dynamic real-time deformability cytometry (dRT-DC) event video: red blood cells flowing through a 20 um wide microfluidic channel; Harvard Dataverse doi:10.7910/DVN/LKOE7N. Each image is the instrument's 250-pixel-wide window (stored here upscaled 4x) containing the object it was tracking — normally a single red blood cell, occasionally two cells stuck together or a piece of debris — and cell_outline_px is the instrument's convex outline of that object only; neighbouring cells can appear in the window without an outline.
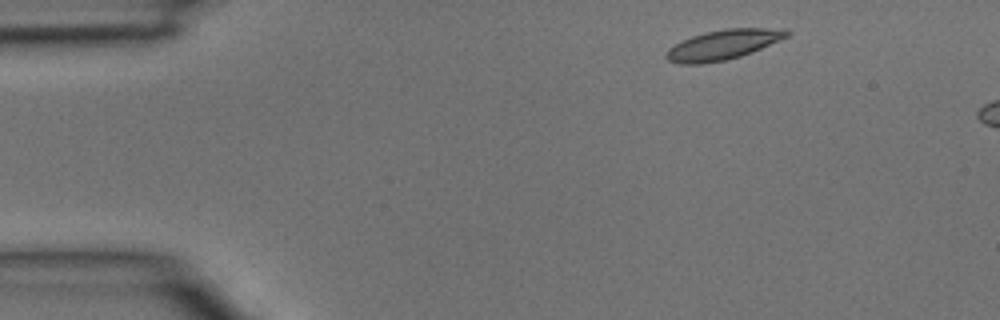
{"species": "common noctule bat (a hibernating species)", "species_latin": "Nyctalus noctula", "temperature_condition": "room temperature", "stored_images_in_passage": 3, "camera_frame_rate_fps": 3000, "um_per_image_px": 0.085, "animal": {"sex": "male", "body_mass_g": 15.6}, "frame": {"image": 1, "passage_image": 1, "time_ms": 0.0, "image_size_px": [1000, 320], "cell_outline_px": [[792, 32], [788, 36], [752, 52], [740, 56], [724, 60], [700, 64], [680, 64], [668, 60], [664, 56], [668, 48], [692, 36], [704, 32], [728, 28], [764, 28]], "centroid_in_image_um": [61.4, 3.81], "position_along_channel_um": 23.6, "area_um2": 20.58}}